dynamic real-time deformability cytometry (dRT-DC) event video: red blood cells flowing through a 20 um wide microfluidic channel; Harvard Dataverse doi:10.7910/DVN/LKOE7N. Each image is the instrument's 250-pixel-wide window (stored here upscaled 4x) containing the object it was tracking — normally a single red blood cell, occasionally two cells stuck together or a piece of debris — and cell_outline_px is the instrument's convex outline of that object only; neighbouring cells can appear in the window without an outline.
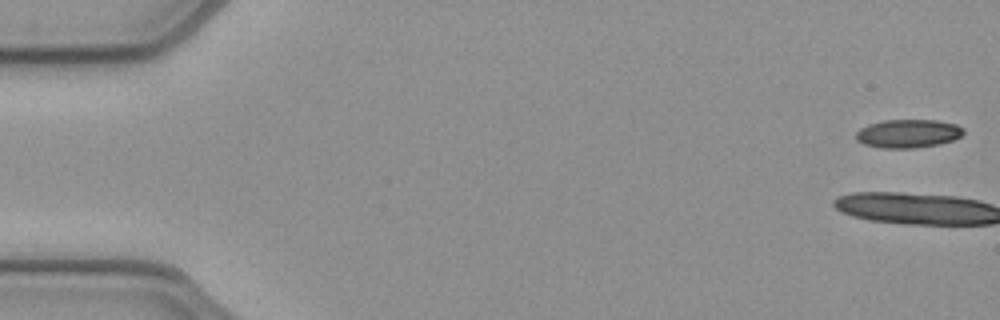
{"species": "common noctule bat (a hibernating species)", "species_latin": "Nyctalus noctula", "temperature_condition": "cold", "stored_images_in_passage": 15, "camera_frame_rate_fps": 3000, "um_per_image_px": 0.085, "animal": {"sex": "female", "body_mass_g": 21.9}, "frame": {"image": 1, "passage_image": 1, "time_ms": 0.0, "image_size_px": [1000, 320], "cell_outline_px": [[964, 132], [960, 136], [952, 140], [940, 144], [916, 148], [880, 148], [864, 144], [856, 140], [856, 132], [860, 128], [868, 124], [884, 120], [936, 120], [956, 124], [964, 128]], "centroid_in_image_um": [77.18, 11.35], "position_along_channel_um": 7.8, "area_um2": 17.92}}